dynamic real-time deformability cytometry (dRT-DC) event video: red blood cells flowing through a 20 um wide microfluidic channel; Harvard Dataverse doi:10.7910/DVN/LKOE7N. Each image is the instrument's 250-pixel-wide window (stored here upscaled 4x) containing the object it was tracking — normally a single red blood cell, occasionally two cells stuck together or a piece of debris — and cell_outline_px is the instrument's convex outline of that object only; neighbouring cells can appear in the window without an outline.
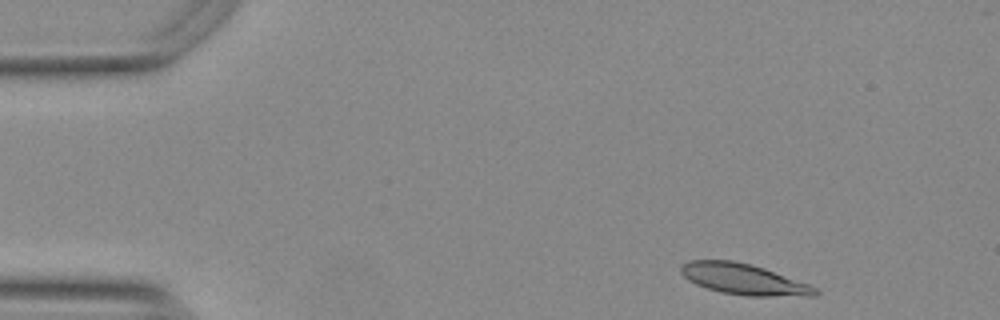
{"species": "Egyptian fruit bat (a non-hibernating species)", "species_latin": "Rousettus aegyptiacus", "temperature_condition": "warm", "stored_images_in_passage": 50, "camera_frame_rate_fps": 3000, "um_per_image_px": 0.085, "animal": {"sex": "female"}, "frame": {"image": 1, "passage_image": 2, "time_ms": 0.333, "image_size_px": [1000, 320], "cell_outline_px": [[820, 292], [816, 296], [744, 296], [720, 292], [696, 284], [688, 280], [680, 272], [680, 264], [688, 260], [732, 260], [752, 264], [764, 268], [808, 284], [816, 288]], "centroid_in_image_um": [63.19, 23.73], "position_along_channel_um": 21.8, "area_um2": 24.28}}
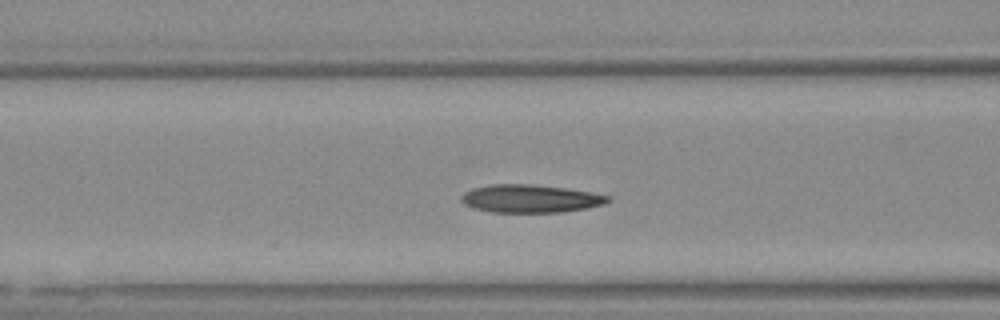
{"frame": {"image": 2, "passage_image": 17, "time_ms": 5.333, "image_size_px": [1000, 320], "cell_outline_px": [[612, 200], [604, 204], [588, 208], [560, 212], [488, 212], [472, 208], [464, 204], [460, 200], [460, 196], [464, 192], [476, 188], [492, 184], [532, 184], [564, 188], [592, 192], [612, 196]], "centroid_in_image_um": [45.1, 16.89], "position_along_channel_um": 121.5, "area_um2": 24.04}}
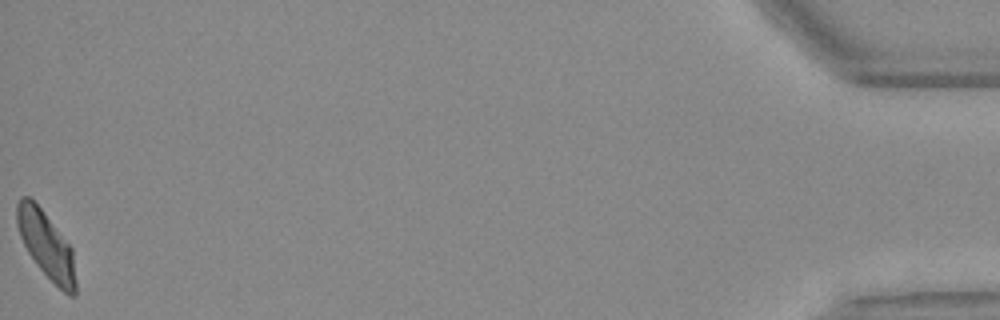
{"frame": {"image": 3, "passage_image": 50, "time_ms": 16.333, "image_size_px": [1000, 320], "cell_outline_px": [[76, 296], [68, 296], [36, 264], [28, 252], [20, 236], [16, 224], [16, 204], [20, 196], [28, 196], [40, 208], [72, 248], [76, 284]], "centroid_in_image_um": [3.92, 20.82], "position_along_channel_um": 431.3, "area_um2": 22.48}, "authors_computed_cell_mechanics": {"area_um2": 24.1026, "velocity_mm_per_s": 3.7295, "shape_relaxation_time_tau1_ms": 4.8985, "shape_relaxation_time_tau2_ms": 2.4761, "deformation_change_tau1": 0.146, "deformation_change_tau2": 0.089}}